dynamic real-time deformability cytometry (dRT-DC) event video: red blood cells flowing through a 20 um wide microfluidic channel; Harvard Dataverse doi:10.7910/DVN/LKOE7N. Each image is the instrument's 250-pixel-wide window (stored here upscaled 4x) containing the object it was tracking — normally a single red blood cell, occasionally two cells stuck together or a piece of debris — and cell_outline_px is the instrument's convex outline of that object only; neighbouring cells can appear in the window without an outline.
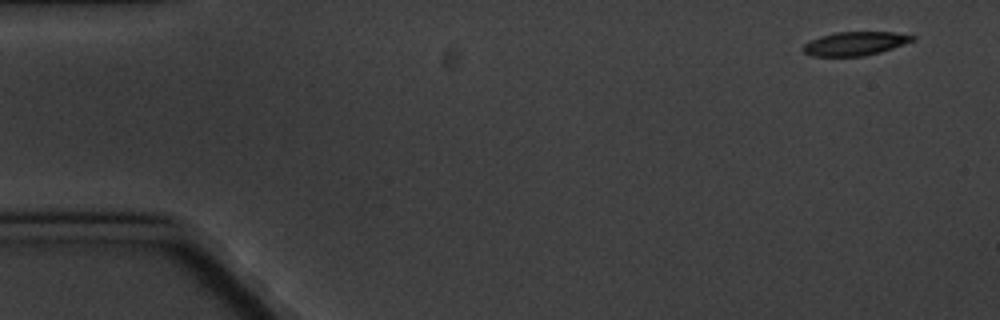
{"species": "common noctule bat (a hibernating species)", "species_latin": "Nyctalus noctula", "temperature_condition": "cold", "stored_images_in_passage": 5, "camera_frame_rate_fps": 3000, "um_per_image_px": 0.085, "animal": {"sex": "male", "body_mass_g": 20.1, "forearm_length_mm": 53.5}, "frame": {"image": 1, "passage_image": 1, "time_ms": 0.0, "image_size_px": [1000, 320], "cell_outline_px": [[916, 40], [880, 52], [864, 56], [812, 56], [804, 52], [804, 44], [820, 36], [836, 32], [892, 32], [916, 36]], "centroid_in_image_um": [72.71, 3.7], "position_along_channel_um": 12.3, "area_um2": 14.97}}
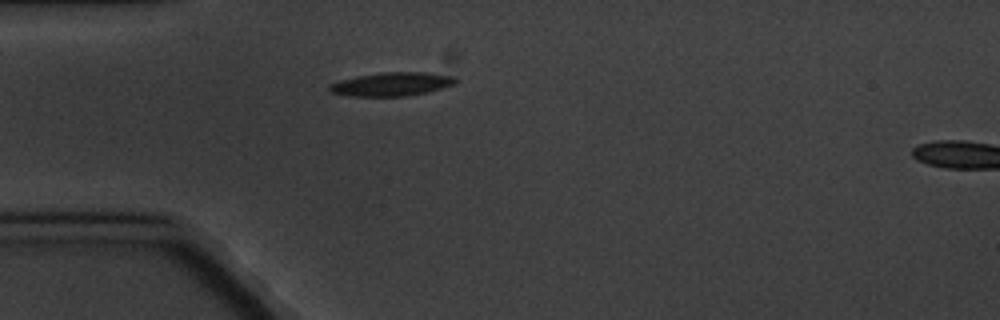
{"frame": {"image": 2, "passage_image": 4, "time_ms": 4.333, "image_size_px": [1000, 320], "cell_outline_px": [[460, 80], [452, 84], [428, 92], [408, 96], [348, 96], [328, 92], [328, 84], [340, 80], [356, 76], [380, 72], [428, 72], [452, 76]], "centroid_in_image_um": [33.24, 7.15], "position_along_channel_um": 51.8, "area_um2": 17.51}}